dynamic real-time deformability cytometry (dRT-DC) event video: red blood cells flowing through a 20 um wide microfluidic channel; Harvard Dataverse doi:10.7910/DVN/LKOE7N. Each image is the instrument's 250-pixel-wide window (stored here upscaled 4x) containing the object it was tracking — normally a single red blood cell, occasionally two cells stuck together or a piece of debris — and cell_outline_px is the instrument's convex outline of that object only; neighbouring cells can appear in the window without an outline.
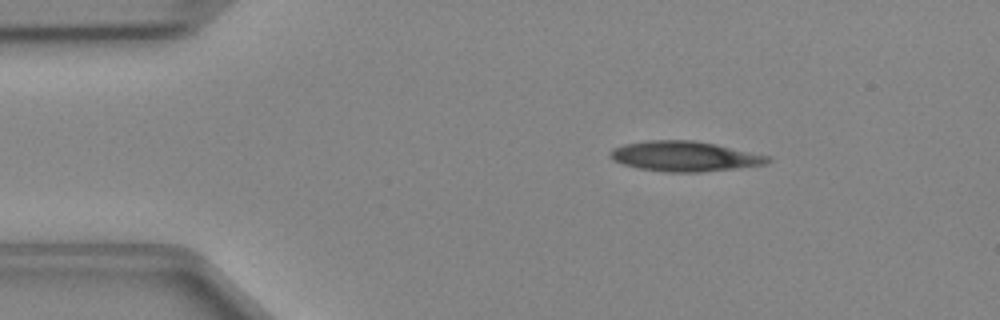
{"species": "Egyptian fruit bat (a non-hibernating species)", "species_latin": "Rousettus aegyptiacus", "temperature_condition": "cold", "stored_images_in_passage": 41, "camera_frame_rate_fps": 3000, "um_per_image_px": 0.085, "animal": {"sex": "female"}, "frame": {"image": 1, "passage_image": 2, "time_ms": 0.333, "image_size_px": [1000, 320], "cell_outline_px": [[772, 160], [764, 164], [736, 168], [700, 172], [668, 172], [640, 168], [624, 164], [612, 160], [608, 156], [608, 152], [612, 148], [624, 144], [648, 140], [696, 140], [716, 144], [772, 156]], "centroid_in_image_um": [58.19, 13.27], "position_along_channel_um": 26.8, "area_um2": 27.74}}
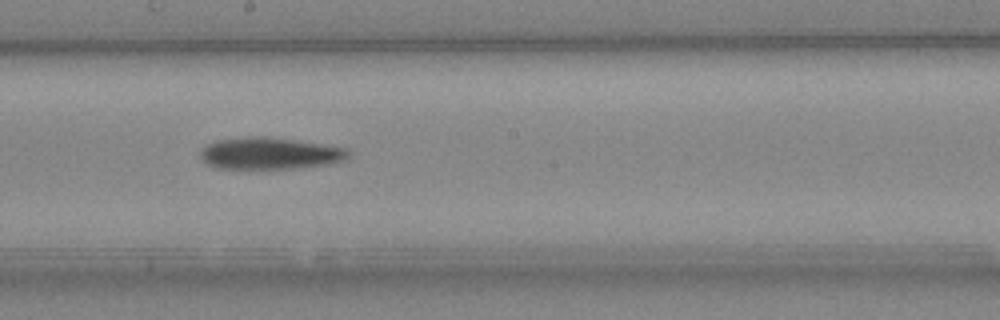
{"frame": {"image": 2, "passage_image": 20, "time_ms": 6.333, "image_size_px": [1000, 320], "cell_outline_px": [[352, 152], [344, 160], [328, 164], [300, 168], [216, 168], [208, 164], [200, 156], [200, 148], [216, 140], [248, 136], [264, 136], [348, 148]], "centroid_in_image_um": [22.93, 13.03], "position_along_channel_um": 225.3, "area_um2": 27.34}}
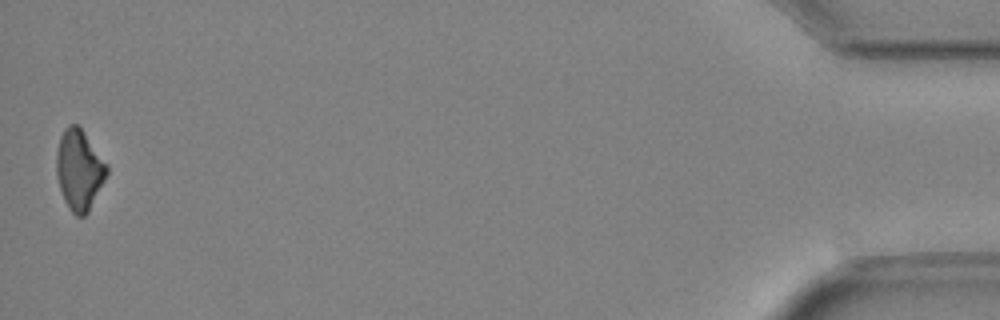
{"frame": {"image": 3, "passage_image": 41, "time_ms": 13.333, "image_size_px": [1000, 320], "cell_outline_px": [[108, 172], [88, 212], [84, 216], [76, 216], [68, 208], [64, 200], [56, 176], [56, 152], [60, 136], [64, 128], [68, 124], [76, 124], [84, 132], [108, 164]], "centroid_in_image_um": [6.72, 14.42], "position_along_channel_um": 428.5, "area_um2": 23.58}}